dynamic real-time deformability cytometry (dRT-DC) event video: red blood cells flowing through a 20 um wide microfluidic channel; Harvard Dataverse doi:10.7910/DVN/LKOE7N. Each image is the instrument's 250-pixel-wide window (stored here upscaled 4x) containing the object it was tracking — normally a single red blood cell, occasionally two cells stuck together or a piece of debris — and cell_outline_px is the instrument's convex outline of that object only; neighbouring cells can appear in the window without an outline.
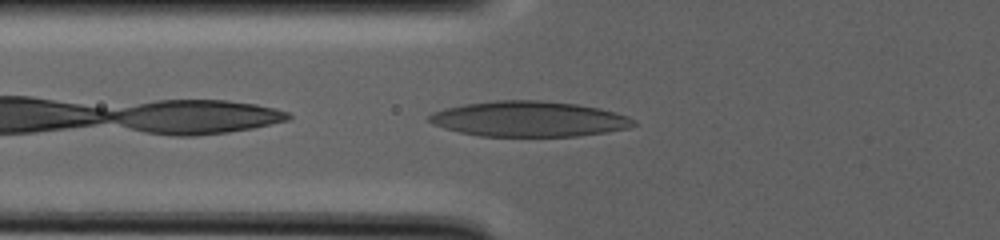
{"species": "human", "species_latin": "Homo sapiens", "temperature_condition": "warm", "stored_images_in_passage": 19, "camera_frame_rate_fps": 3000, "um_per_image_px": 0.085, "donor": {"sex": "male"}, "frame": {"image": 1, "passage_image": 4, "time_ms": 1.333, "image_size_px": [1000, 240], "cell_outline_px": [[636, 124], [628, 128], [608, 132], [576, 136], [480, 136], [460, 132], [444, 128], [432, 124], [428, 120], [428, 116], [432, 112], [464, 104], [496, 100], [540, 100], [576, 104], [600, 108], [628, 116], [636, 120]], "centroid_in_image_um": [44.98, 10.11], "position_along_channel_um": 80.8, "area_um2": 42.19}}
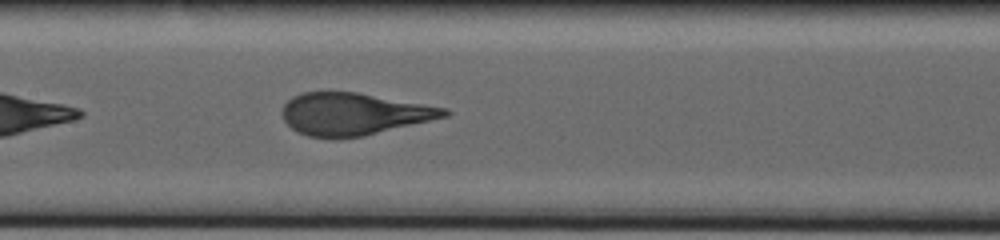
{"frame": {"image": 2, "passage_image": 12, "time_ms": 7.0, "image_size_px": [1000, 240], "cell_outline_px": [[452, 112], [448, 116], [364, 136], [336, 140], [308, 136], [296, 132], [284, 120], [280, 112], [284, 104], [292, 96], [300, 92], [356, 92], [448, 108]], "centroid_in_image_um": [30.03, 9.7], "position_along_channel_um": 177.4, "area_um2": 40.29}}
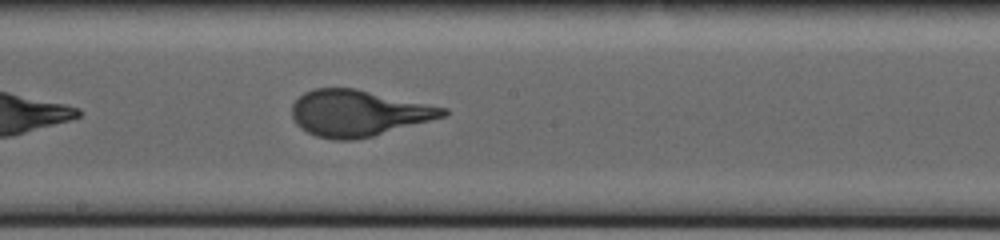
{"frame": {"image": 3, "passage_image": 14, "time_ms": 9.333, "image_size_px": [1000, 240], "cell_outline_px": [[448, 112], [444, 116], [372, 136], [352, 140], [332, 140], [316, 136], [300, 128], [292, 120], [292, 104], [304, 92], [312, 88], [356, 88], [448, 108]], "centroid_in_image_um": [30.4, 9.61], "position_along_channel_um": 217.8, "area_um2": 40.58}}